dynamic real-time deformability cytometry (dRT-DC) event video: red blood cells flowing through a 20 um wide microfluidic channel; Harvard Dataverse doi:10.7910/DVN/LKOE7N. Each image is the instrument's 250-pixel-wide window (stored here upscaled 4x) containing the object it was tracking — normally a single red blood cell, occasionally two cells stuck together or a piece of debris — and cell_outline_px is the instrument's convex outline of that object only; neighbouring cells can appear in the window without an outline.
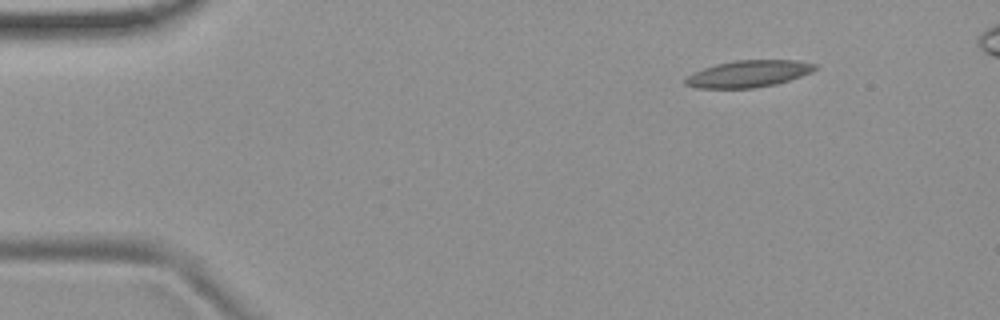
{"species": "common noctule bat (a hibernating species)", "species_latin": "Nyctalus noctula", "temperature_condition": "room temperature", "stored_images_in_passage": 6, "camera_frame_rate_fps": 3000, "um_per_image_px": 0.085, "animal": {"sex": "female", "body_mass_g": 19.9}, "frame": {"image": 1, "passage_image": 1, "time_ms": 0.0, "image_size_px": [1000, 320], "cell_outline_px": [[816, 68], [812, 72], [776, 84], [752, 88], [696, 88], [684, 84], [684, 80], [692, 72], [716, 64], [736, 60], [800, 60], [816, 64]], "centroid_in_image_um": [63.6, 6.27], "position_along_channel_um": 21.4, "area_um2": 20.23}}
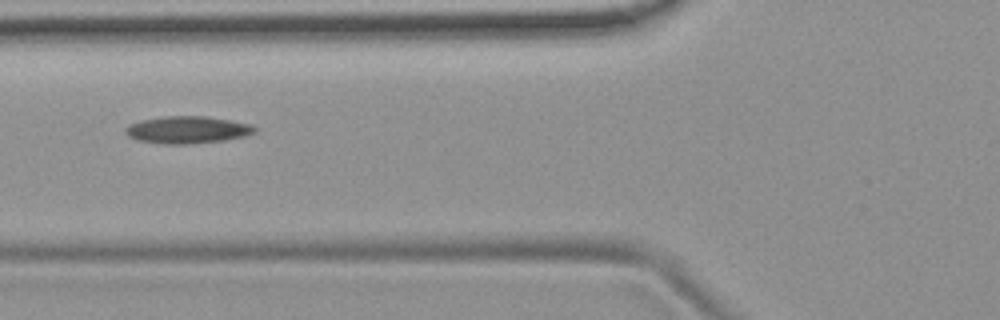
{"frame": {"image": 2, "passage_image": 5, "time_ms": 4.667, "image_size_px": [1000, 320], "cell_outline_px": [[256, 132], [244, 136], [224, 140], [188, 144], [164, 144], [140, 140], [128, 136], [124, 132], [124, 128], [128, 124], [140, 120], [164, 116], [204, 116], [228, 120], [248, 124], [256, 128]], "centroid_in_image_um": [15.87, 11.03], "position_along_channel_um": 109.9, "area_um2": 20.35}}
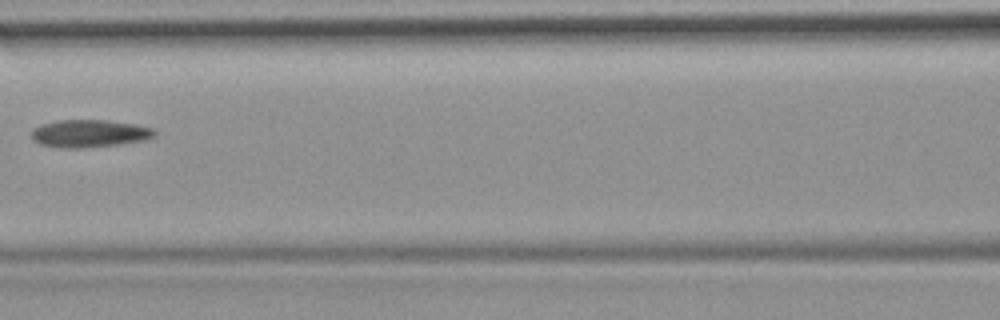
{"frame": {"image": 3, "passage_image": 6, "time_ms": 6.0, "image_size_px": [1000, 320], "cell_outline_px": [[156, 132], [152, 136], [144, 140], [116, 144], [80, 148], [64, 148], [40, 144], [32, 140], [32, 132], [40, 124], [60, 120], [108, 120], [136, 124], [152, 128]], "centroid_in_image_um": [7.58, 11.34], "position_along_channel_um": 159.0, "area_um2": 19.54}}